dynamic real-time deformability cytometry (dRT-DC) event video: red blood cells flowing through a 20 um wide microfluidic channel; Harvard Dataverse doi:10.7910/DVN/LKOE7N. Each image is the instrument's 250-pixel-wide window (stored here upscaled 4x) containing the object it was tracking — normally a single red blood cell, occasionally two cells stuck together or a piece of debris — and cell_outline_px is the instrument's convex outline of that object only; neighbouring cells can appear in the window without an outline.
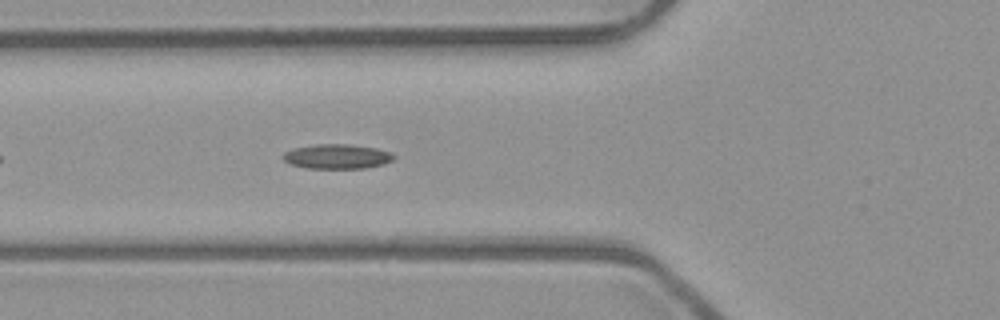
{"species": "common noctule bat (a hibernating species)", "species_latin": "Nyctalus noctula", "temperature_condition": "room temperature", "stored_images_in_passage": 42, "camera_frame_rate_fps": 3000, "um_per_image_px": 0.085, "animal": {"sex": "male", "body_mass_g": 23.1, "forearm_length_mm": 52.7}, "frame": {"image": 1, "passage_image": 8, "time_ms": 2.333, "image_size_px": [1000, 320], "cell_outline_px": [[396, 156], [392, 160], [384, 164], [364, 168], [308, 168], [292, 164], [284, 160], [280, 156], [284, 152], [292, 148], [316, 144], [348, 144], [376, 148], [392, 152]], "centroid_in_image_um": [28.65, 13.29], "position_along_channel_um": 97.2, "area_um2": 15.95}}
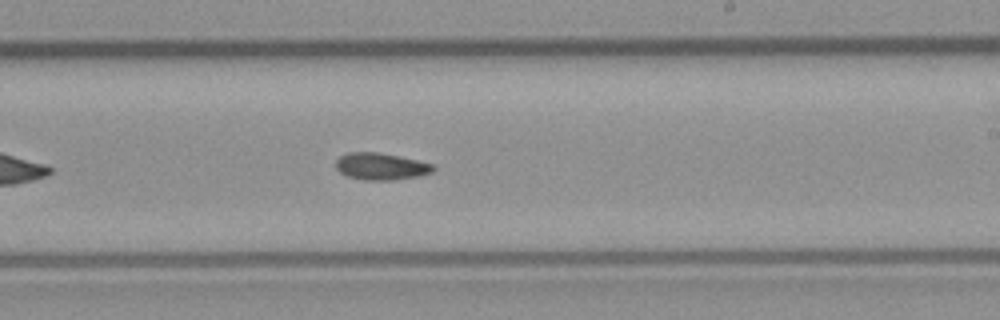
{"frame": {"image": 2, "passage_image": 20, "time_ms": 6.333, "image_size_px": [1000, 320], "cell_outline_px": [[436, 168], [432, 172], [420, 176], [396, 180], [364, 180], [348, 176], [340, 172], [336, 168], [336, 160], [340, 156], [348, 152], [376, 152], [416, 160], [432, 164]], "centroid_in_image_um": [32.37, 14.15], "position_along_channel_um": 256.6, "area_um2": 15.2}}
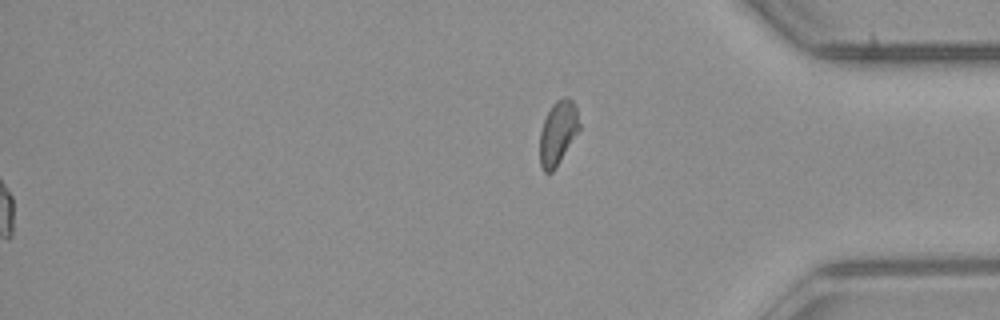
{"frame": {"image": 3, "passage_image": 42, "time_ms": 13.667, "image_size_px": [1000, 320], "cell_outline_px": [[580, 128], [556, 168], [552, 172], [544, 172], [540, 164], [540, 132], [544, 120], [552, 104], [556, 100], [564, 96], [568, 96], [572, 100], [576, 108], [580, 124]], "centroid_in_image_um": [47.42, 11.27], "position_along_channel_um": 387.8, "area_um2": 14.68}}